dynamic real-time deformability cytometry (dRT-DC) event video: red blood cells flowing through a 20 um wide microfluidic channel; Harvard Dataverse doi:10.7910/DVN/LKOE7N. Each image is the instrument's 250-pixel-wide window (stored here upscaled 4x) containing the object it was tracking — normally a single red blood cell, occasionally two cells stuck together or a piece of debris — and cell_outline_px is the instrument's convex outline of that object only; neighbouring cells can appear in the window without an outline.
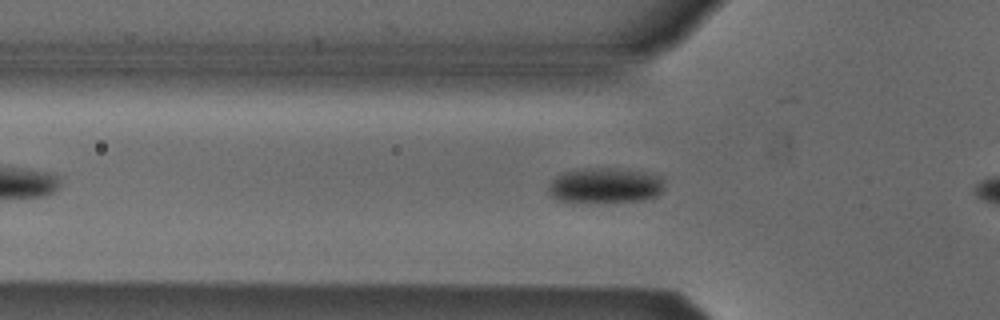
{"species": "Egyptian fruit bat (a non-hibernating species)", "species_latin": "Rousettus aegyptiacus", "temperature_condition": "cold", "stored_images_in_passage": 38, "camera_frame_rate_fps": 3000, "um_per_image_px": 0.085, "animal": {"sex": "male"}, "frame": {"image": 1, "passage_image": 12, "time_ms": 3.667, "image_size_px": [1000, 320], "cell_outline_px": [[664, 188], [656, 196], [644, 200], [560, 200], [552, 196], [548, 192], [548, 184], [560, 172], [584, 168], [616, 168], [644, 172], [660, 176], [664, 180]], "centroid_in_image_um": [51.44, 15.71], "position_along_channel_um": 74.4, "area_um2": 23.29}}
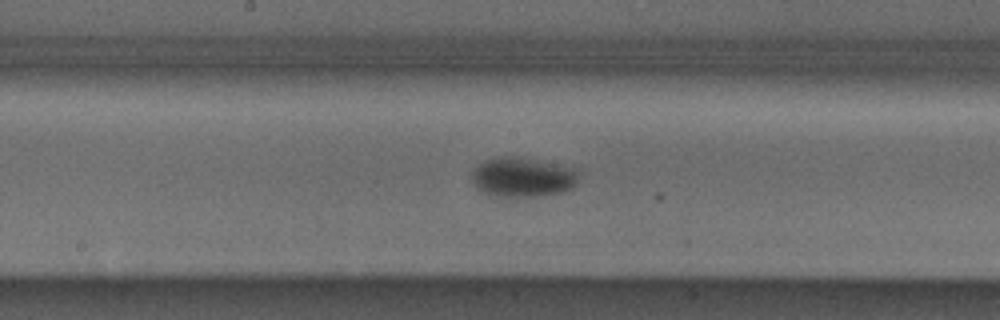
{"frame": {"image": 2, "passage_image": 22, "time_ms": 7.0, "image_size_px": [1000, 320], "cell_outline_px": [[576, 184], [572, 188], [564, 192], [536, 196], [496, 196], [484, 192], [472, 180], [472, 168], [484, 160], [504, 156], [516, 156], [572, 168], [576, 172]], "centroid_in_image_um": [44.38, 15.05], "position_along_channel_um": 203.8, "area_um2": 24.16}}
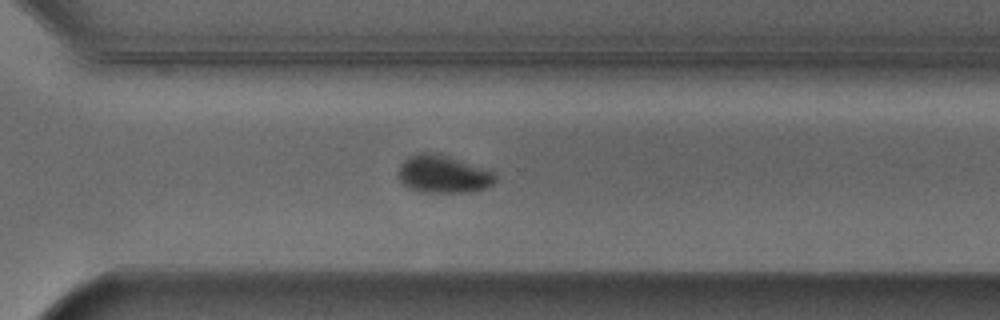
{"frame": {"image": 3, "passage_image": 32, "time_ms": 10.333, "image_size_px": [1000, 320], "cell_outline_px": [[496, 180], [492, 184], [484, 188], [472, 192], [420, 192], [408, 188], [400, 180], [396, 172], [400, 164], [408, 156], [420, 152], [432, 152], [448, 156], [492, 172], [496, 176]], "centroid_in_image_um": [37.59, 14.81], "position_along_channel_um": 333.0, "area_um2": 21.21}}